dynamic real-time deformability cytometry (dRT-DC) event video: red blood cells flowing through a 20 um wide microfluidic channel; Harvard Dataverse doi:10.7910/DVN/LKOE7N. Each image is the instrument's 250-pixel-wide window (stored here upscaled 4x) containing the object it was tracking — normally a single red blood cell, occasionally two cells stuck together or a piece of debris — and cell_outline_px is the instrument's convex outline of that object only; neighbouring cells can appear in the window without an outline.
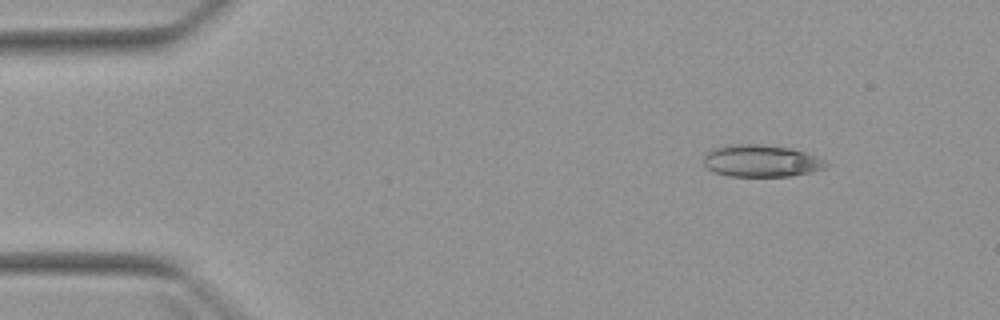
{"species": "Egyptian fruit bat (a non-hibernating species)", "species_latin": "Rousettus aegyptiacus", "temperature_condition": "warm", "stored_images_in_passage": 3, "camera_frame_rate_fps": 3000, "um_per_image_px": 0.085, "animal": {"sex": "female"}, "frame": {"image": 1, "passage_image": 1, "time_ms": 0.0, "image_size_px": [1000, 320], "cell_outline_px": [[828, 164], [824, 168], [792, 176], [728, 176], [712, 172], [704, 164], [704, 156], [712, 148], [748, 144], [756, 144], [788, 148], [804, 152], [816, 156], [824, 160]], "centroid_in_image_um": [64.68, 13.69], "position_along_channel_um": 20.3, "area_um2": 22.43}}
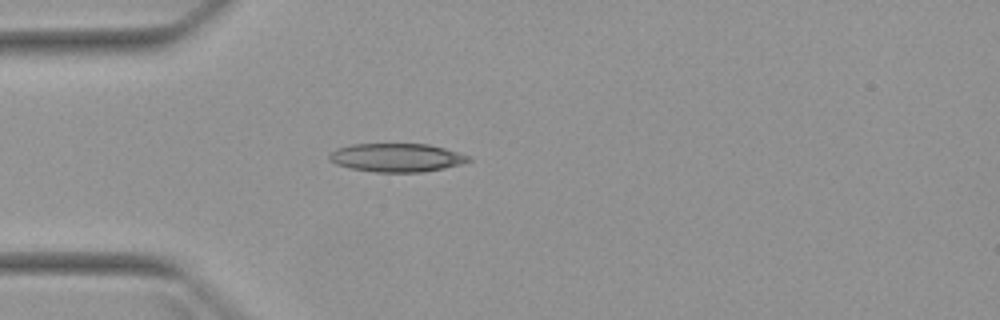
{"frame": {"image": 2, "passage_image": 3, "time_ms": 2.667, "image_size_px": [1000, 320], "cell_outline_px": [[472, 160], [460, 164], [444, 168], [420, 172], [376, 172], [352, 168], [336, 164], [328, 160], [328, 156], [336, 148], [352, 144], [428, 144], [444, 148], [468, 156]], "centroid_in_image_um": [33.68, 13.39], "position_along_channel_um": 51.3, "area_um2": 22.89}}